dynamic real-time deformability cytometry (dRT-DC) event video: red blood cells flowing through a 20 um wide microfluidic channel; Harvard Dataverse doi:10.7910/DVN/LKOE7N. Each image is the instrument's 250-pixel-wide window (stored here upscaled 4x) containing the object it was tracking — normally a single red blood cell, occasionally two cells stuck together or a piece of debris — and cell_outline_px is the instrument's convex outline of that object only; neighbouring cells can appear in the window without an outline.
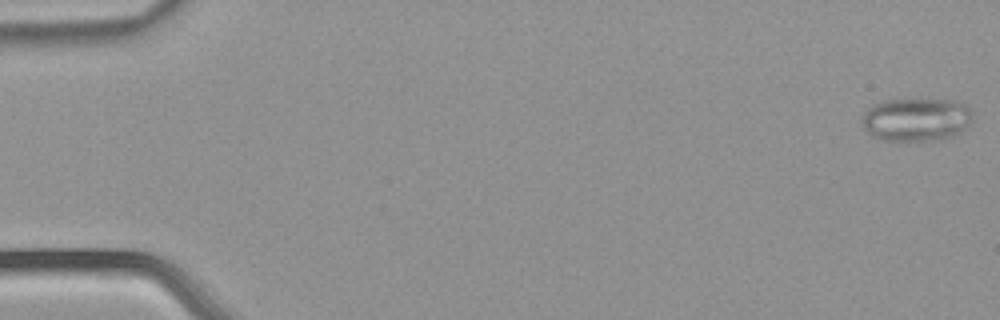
{"species": "common noctule bat (a hibernating species)", "species_latin": "Nyctalus noctula", "temperature_condition": "warm", "stored_images_in_passage": 53, "camera_frame_rate_fps": 3000, "um_per_image_px": 0.085, "animal": {"sex": "male", "body_mass_g": 21.5, "forearm_length_mm": 52.0}, "frame": {"image": 1, "passage_image": 1, "time_ms": 0.0, "image_size_px": [1000, 320], "cell_outline_px": [[972, 120], [960, 132], [952, 136], [940, 140], [880, 140], [872, 136], [864, 128], [860, 120], [864, 112], [872, 104], [884, 100], [956, 100], [964, 104], [972, 112]], "centroid_in_image_um": [77.85, 10.16], "position_along_channel_um": 7.2, "area_um2": 27.92}}
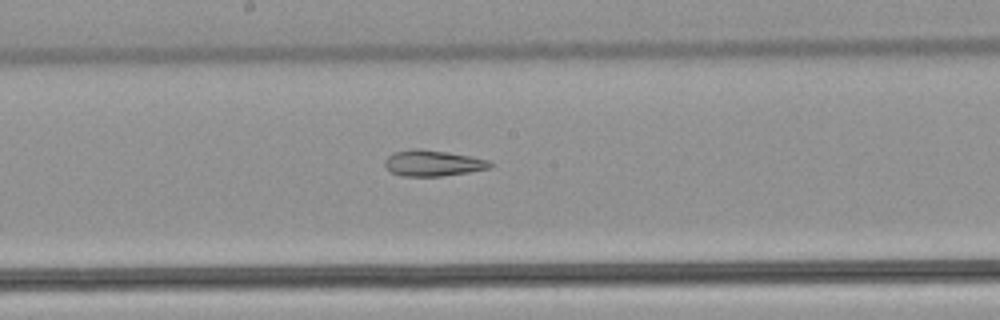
{"frame": {"image": 2, "passage_image": 29, "time_ms": 9.333, "image_size_px": [1000, 320], "cell_outline_px": [[492, 168], [468, 172], [440, 176], [400, 176], [392, 172], [384, 164], [384, 160], [392, 152], [412, 148], [420, 148], [448, 152], [488, 160], [492, 164]], "centroid_in_image_um": [36.76, 13.86], "position_along_channel_um": 211.4, "area_um2": 15.95}}
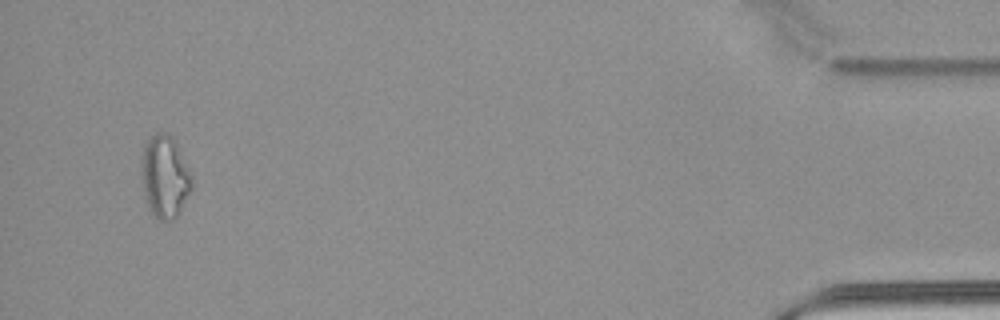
{"frame": {"image": 3, "passage_image": 51, "time_ms": 16.667, "image_size_px": [1000, 320], "cell_outline_px": [[192, 188], [176, 216], [172, 220], [160, 220], [148, 208], [144, 196], [140, 172], [140, 160], [144, 144], [156, 132], [164, 132], [172, 136], [176, 144], [188, 172], [192, 184]], "centroid_in_image_um": [13.94, 15.0], "position_along_channel_um": 421.3, "area_um2": 23.81}, "authors_computed_cell_mechanics": {"area_um2": 21.097, "velocity_mm_per_s": 3.9119, "shape_relaxation_time_tau1_ms": null, "shape_relaxation_time_tau2_ms": 10.6082, "deformation_change_tau1": null, "deformation_change_tau2": 0.2314}}